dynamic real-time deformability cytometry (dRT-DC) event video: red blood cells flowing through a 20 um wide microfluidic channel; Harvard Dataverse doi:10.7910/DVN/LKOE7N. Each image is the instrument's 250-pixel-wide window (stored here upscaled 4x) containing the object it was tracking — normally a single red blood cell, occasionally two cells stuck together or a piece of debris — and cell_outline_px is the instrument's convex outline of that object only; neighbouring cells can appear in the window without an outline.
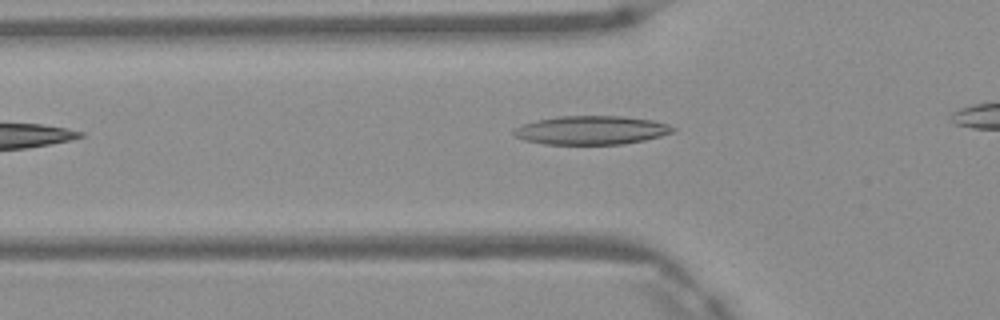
{"species": "Egyptian fruit bat (a non-hibernating species)", "species_latin": "Rousettus aegyptiacus", "temperature_condition": "warm", "stored_images_in_passage": 5, "camera_frame_rate_fps": 3000, "um_per_image_px": 0.085, "frame": {"image": 1, "passage_image": 3, "time_ms": 0.667, "image_size_px": [1000, 320], "cell_outline_px": [[676, 132], [644, 140], [624, 144], [544, 144], [524, 140], [516, 136], [512, 132], [520, 124], [556, 116], [624, 116], [652, 120], [668, 124], [676, 128]], "centroid_in_image_um": [50.28, 11.06], "position_along_channel_um": 75.5, "area_um2": 26.7}}